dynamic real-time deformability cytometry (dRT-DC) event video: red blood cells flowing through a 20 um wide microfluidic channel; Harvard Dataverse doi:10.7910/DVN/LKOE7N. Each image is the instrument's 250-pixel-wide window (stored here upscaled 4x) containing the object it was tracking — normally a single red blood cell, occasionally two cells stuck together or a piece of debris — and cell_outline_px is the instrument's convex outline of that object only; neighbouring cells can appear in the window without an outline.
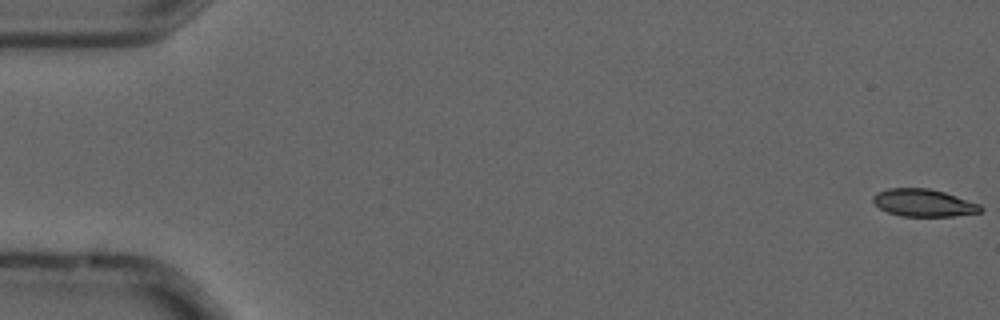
{"species": "common noctule bat (a hibernating species)", "species_latin": "Nyctalus noctula", "temperature_condition": "cold", "stored_images_in_passage": 5, "camera_frame_rate_fps": 3000, "um_per_image_px": 0.085, "animal": {"sex": "male", "forearm_length_mm": 52.5}, "frame": {"image": 1, "passage_image": 1, "time_ms": 0.0, "image_size_px": [1000, 320], "cell_outline_px": [[984, 208], [980, 212], [952, 216], [900, 216], [888, 212], [880, 208], [872, 200], [872, 196], [876, 192], [888, 188], [928, 188], [944, 192], [980, 204]], "centroid_in_image_um": [78.49, 17.23], "position_along_channel_um": 6.5, "area_um2": 17.17}}
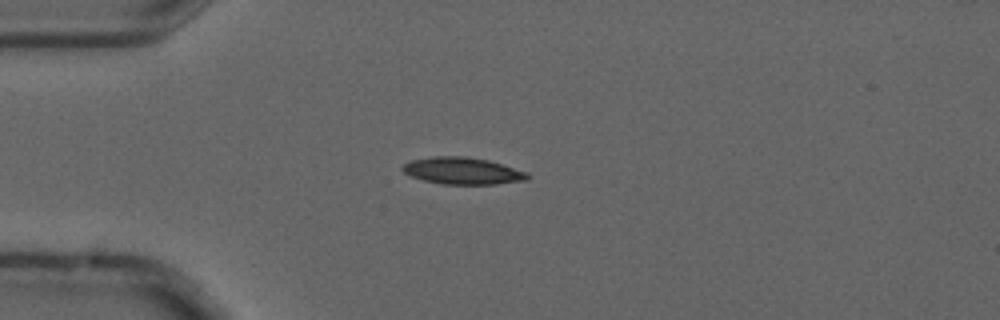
{"frame": {"image": 2, "passage_image": 5, "time_ms": 1.333, "image_size_px": [1000, 320], "cell_outline_px": [[528, 180], [496, 184], [440, 184], [424, 180], [412, 176], [404, 172], [400, 168], [404, 164], [412, 160], [432, 156], [464, 156], [488, 160], [528, 172]], "centroid_in_image_um": [39.32, 14.52], "position_along_channel_um": 45.7, "area_um2": 19.54}}